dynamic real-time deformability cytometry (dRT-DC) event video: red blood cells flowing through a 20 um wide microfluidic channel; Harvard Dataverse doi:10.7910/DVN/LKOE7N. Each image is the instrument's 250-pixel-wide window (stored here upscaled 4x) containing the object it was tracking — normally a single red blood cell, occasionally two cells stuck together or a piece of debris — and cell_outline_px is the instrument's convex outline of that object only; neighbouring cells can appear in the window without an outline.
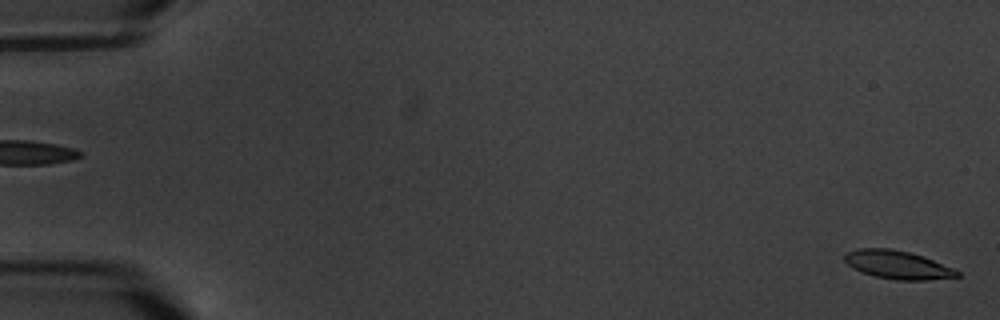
{"species": "common noctule bat (a hibernating species)", "species_latin": "Nyctalus noctula", "temperature_condition": "warm", "stored_images_in_passage": 7, "segment_of_instrument_passage": [2, 2], "camera_frame_rate_fps": 3000, "um_per_image_px": 0.085, "animal": {"sex": "male", "body_mass_g": 20.1, "forearm_length_mm": 53.5}, "frame": {"image": 1, "passage_image": 7, "time_ms": 7.0, "image_size_px": [1000, 320], "cell_outline_px": [[960, 276], [924, 280], [896, 280], [876, 276], [860, 272], [852, 268], [844, 260], [844, 252], [856, 248], [892, 248], [924, 256], [956, 268], [960, 272]], "centroid_in_image_um": [76.29, 22.49], "position_along_channel_um": 8.7, "area_um2": 18.84}}